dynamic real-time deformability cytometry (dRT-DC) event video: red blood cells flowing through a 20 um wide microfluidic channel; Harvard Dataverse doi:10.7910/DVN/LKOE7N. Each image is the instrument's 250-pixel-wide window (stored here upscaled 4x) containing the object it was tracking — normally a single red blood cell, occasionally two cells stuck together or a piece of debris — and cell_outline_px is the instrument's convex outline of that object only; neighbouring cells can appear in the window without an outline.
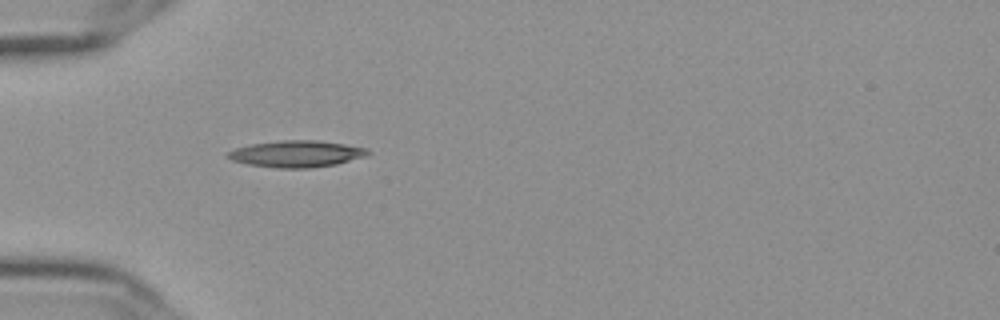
{"species": "Egyptian fruit bat (a non-hibernating species)", "species_latin": "Rousettus aegyptiacus", "temperature_condition": "cold", "stored_images_in_passage": 39, "camera_frame_rate_fps": 3000, "um_per_image_px": 0.085, "frame": {"image": 1, "passage_image": 1, "time_ms": 0.0, "image_size_px": [1000, 320], "cell_outline_px": [[372, 152], [368, 156], [336, 164], [308, 168], [280, 168], [248, 164], [232, 160], [224, 156], [228, 152], [236, 148], [252, 144], [280, 140], [316, 140], [344, 144], [368, 148]], "centroid_in_image_um": [25.24, 13.07], "position_along_channel_um": 59.8, "area_um2": 21.73}}
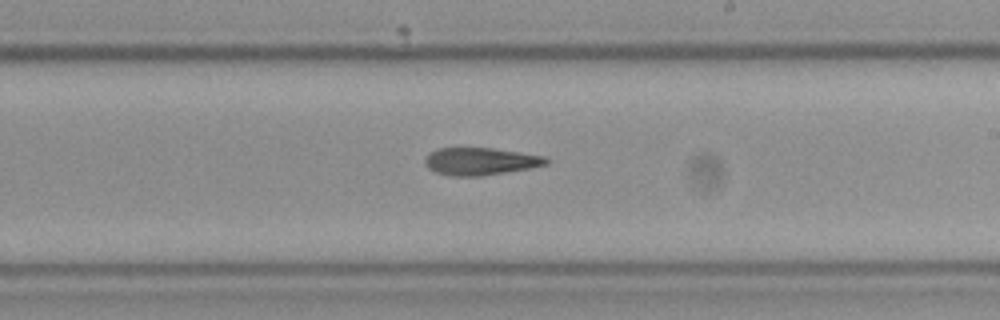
{"frame": {"image": 2, "passage_image": 17, "time_ms": 5.333, "image_size_px": [1000, 320], "cell_outline_px": [[552, 160], [548, 164], [528, 168], [480, 176], [452, 176], [436, 172], [428, 168], [424, 160], [428, 152], [436, 148], [492, 148], [520, 152], [544, 156]], "centroid_in_image_um": [40.82, 13.7], "position_along_channel_um": 248.2, "area_um2": 19.36}}
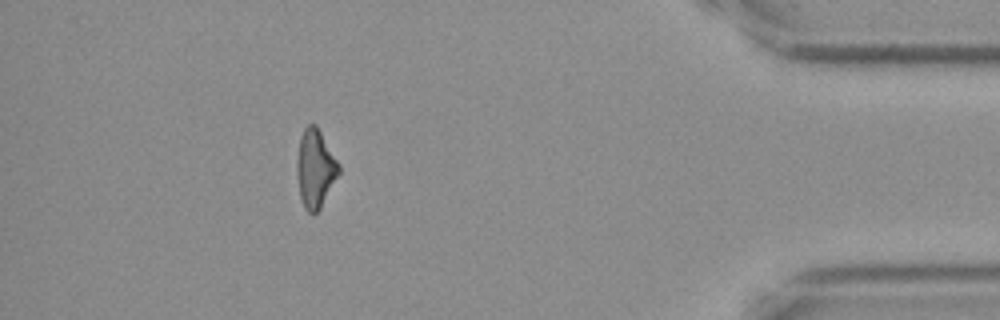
{"frame": {"image": 3, "passage_image": 34, "time_ms": 11.0, "image_size_px": [1000, 320], "cell_outline_px": [[340, 172], [320, 208], [316, 212], [308, 212], [304, 208], [300, 196], [296, 172], [296, 164], [300, 136], [304, 128], [308, 124], [316, 124], [340, 164]], "centroid_in_image_um": [26.79, 14.3], "position_along_channel_um": 408.4, "area_um2": 19.07}, "authors_computed_cell_mechanics": {"area_um2": 19.7676, "velocity_mm_per_s": 3.6326, "shape_relaxation_time_tau1_ms": null, "shape_relaxation_time_tau2_ms": 6.6471, "deformation_change_tau1": null, "deformation_change_tau2": 0.1923}}